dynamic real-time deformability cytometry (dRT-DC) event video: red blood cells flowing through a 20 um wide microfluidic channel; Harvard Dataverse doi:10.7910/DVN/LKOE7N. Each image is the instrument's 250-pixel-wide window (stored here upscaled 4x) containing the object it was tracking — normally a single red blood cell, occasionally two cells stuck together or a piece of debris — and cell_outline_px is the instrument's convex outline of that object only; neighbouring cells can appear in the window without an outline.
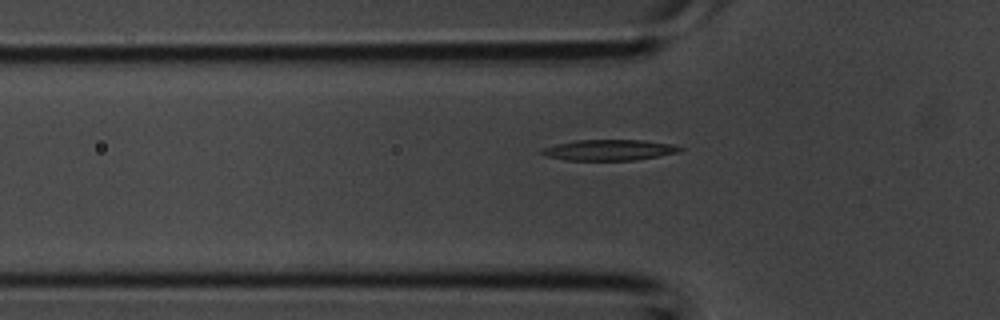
{"species": "common noctule bat (a hibernating species)", "species_latin": "Nyctalus noctula", "temperature_condition": "room temperature", "stored_images_in_passage": 3, "camera_frame_rate_fps": 3000, "um_per_image_px": 0.085, "animal": {"sex": "male", "body_mass_g": 20.1, "forearm_length_mm": 53.5}, "frame": {"image": 1, "passage_image": 3, "time_ms": 0.667, "image_size_px": [1000, 320], "cell_outline_px": [[684, 148], [680, 152], [636, 160], [564, 160], [544, 156], [540, 152], [544, 148], [556, 144], [576, 140], [640, 140], [672, 144]], "centroid_in_image_um": [51.77, 12.75], "position_along_channel_um": 74.0, "area_um2": 16.7}}